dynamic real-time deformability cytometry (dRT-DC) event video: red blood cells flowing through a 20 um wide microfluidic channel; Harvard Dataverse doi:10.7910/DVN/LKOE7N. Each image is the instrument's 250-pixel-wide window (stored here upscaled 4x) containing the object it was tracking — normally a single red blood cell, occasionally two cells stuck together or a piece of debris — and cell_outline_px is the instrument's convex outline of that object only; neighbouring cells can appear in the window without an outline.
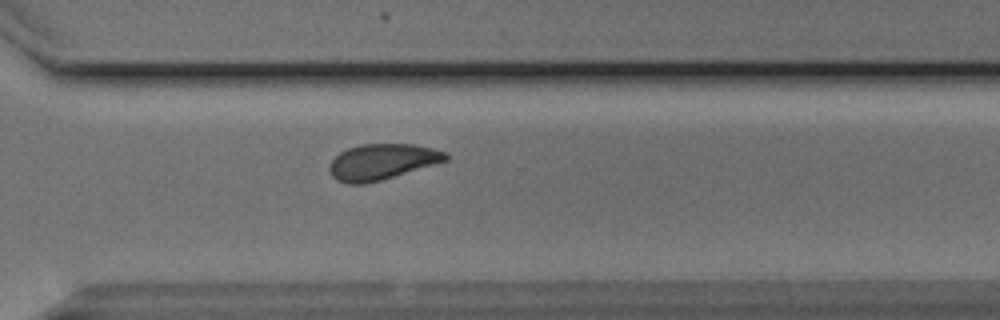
{"species": "Egyptian fruit bat (a non-hibernating species)", "species_latin": "Rousettus aegyptiacus", "temperature_condition": "cold", "stored_images_in_passage": 9, "segment_of_instrument_passage": [1, 2], "camera_frame_rate_fps": 3000, "um_per_image_px": 0.085, "animal": {"sex": "male"}, "frame": {"image": 1, "passage_image": 8, "time_ms": 2.333, "image_size_px": [1000, 320], "cell_outline_px": [[448, 160], [380, 180], [364, 184], [348, 184], [336, 180], [332, 176], [328, 168], [332, 160], [340, 152], [348, 148], [360, 144], [412, 144], [432, 148], [444, 152], [448, 156]], "centroid_in_image_um": [32.43, 13.75], "position_along_channel_um": 338.2, "area_um2": 23.99}}